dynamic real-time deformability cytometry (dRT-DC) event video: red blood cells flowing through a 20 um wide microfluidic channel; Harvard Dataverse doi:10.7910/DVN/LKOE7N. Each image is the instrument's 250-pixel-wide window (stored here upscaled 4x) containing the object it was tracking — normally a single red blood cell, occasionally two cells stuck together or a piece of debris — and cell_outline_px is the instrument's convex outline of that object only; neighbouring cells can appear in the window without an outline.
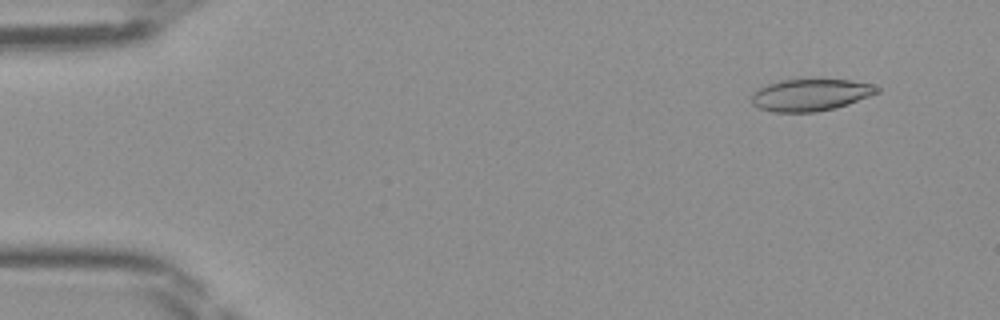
{"species": "Egyptian fruit bat (a non-hibernating species)", "species_latin": "Rousettus aegyptiacus", "temperature_condition": "room temperature", "stored_images_in_passage": 46, "camera_frame_rate_fps": 3000, "um_per_image_px": 0.085, "frame": {"image": 1, "passage_image": 4, "time_ms": 1.0, "image_size_px": [1000, 320], "cell_outline_px": [[880, 92], [848, 104], [836, 108], [816, 112], [772, 112], [760, 108], [752, 104], [752, 92], [756, 88], [780, 80], [800, 76], [848, 80], [872, 84], [880, 88]], "centroid_in_image_um": [68.87, 8.02], "position_along_channel_um": 16.1, "area_um2": 24.33}}
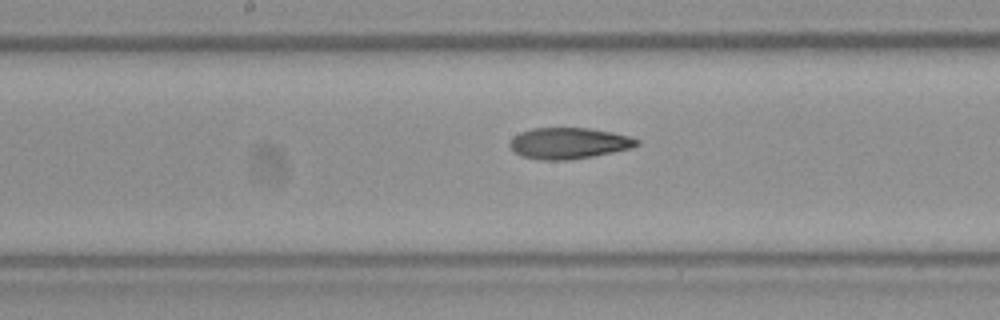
{"frame": {"image": 2, "passage_image": 24, "time_ms": 7.667, "image_size_px": [1000, 320], "cell_outline_px": [[640, 144], [632, 148], [592, 156], [568, 160], [540, 160], [520, 156], [508, 144], [512, 136], [520, 132], [532, 128], [588, 128], [612, 132], [632, 136], [640, 140]], "centroid_in_image_um": [48.35, 12.17], "position_along_channel_um": 199.9, "area_um2": 23.24}}
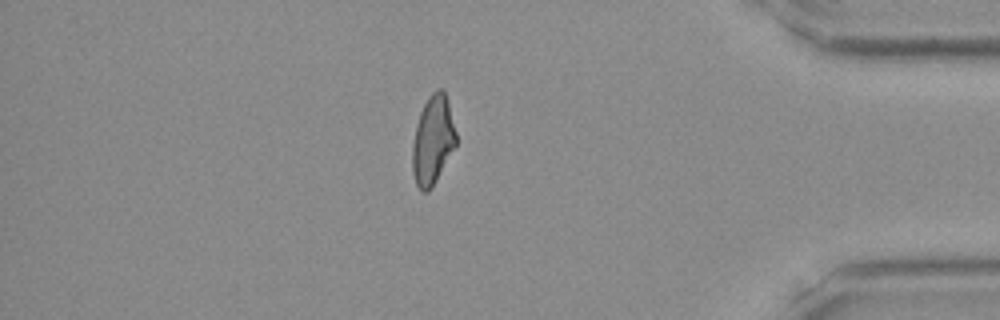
{"frame": {"image": 3, "passage_image": 40, "time_ms": 13.0, "image_size_px": [1000, 320], "cell_outline_px": [[456, 144], [432, 188], [428, 192], [420, 192], [416, 184], [412, 172], [412, 144], [416, 124], [420, 112], [428, 96], [436, 88], [444, 88], [448, 100], [456, 132]], "centroid_in_image_um": [36.77, 11.9], "position_along_channel_um": 398.4, "area_um2": 22.83}}